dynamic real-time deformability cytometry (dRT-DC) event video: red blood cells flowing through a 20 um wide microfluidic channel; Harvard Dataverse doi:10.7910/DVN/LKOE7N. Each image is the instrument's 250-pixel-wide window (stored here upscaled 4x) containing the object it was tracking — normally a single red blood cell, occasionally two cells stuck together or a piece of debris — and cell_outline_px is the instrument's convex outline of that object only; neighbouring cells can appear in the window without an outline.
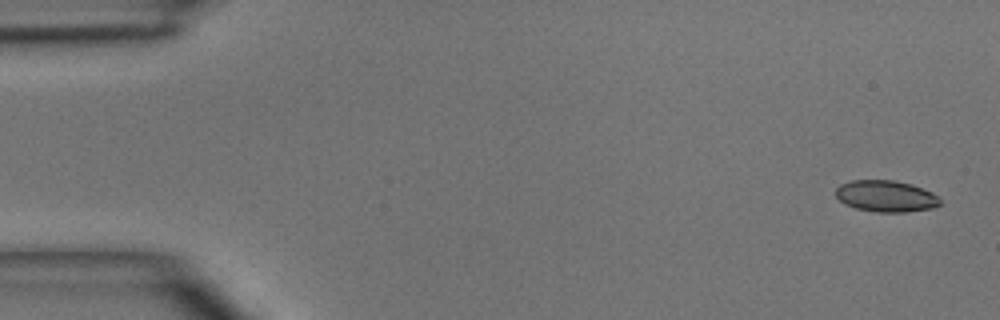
{"species": "common noctule bat (a hibernating species)", "species_latin": "Nyctalus noctula", "temperature_condition": "room temperature", "stored_images_in_passage": 5, "segment_of_instrument_passage": [1, 2], "camera_frame_rate_fps": 3000, "um_per_image_px": 0.085, "animal": {"sex": "male", "body_mass_g": 15.6}, "frame": {"image": 1, "passage_image": 1, "time_ms": 0.0, "image_size_px": [1000, 320], "cell_outline_px": [[940, 204], [932, 208], [904, 212], [876, 212], [856, 208], [844, 204], [836, 196], [836, 188], [840, 184], [852, 180], [892, 180], [912, 184], [932, 192], [940, 200]], "centroid_in_image_um": [75.28, 16.67], "position_along_channel_um": 9.7, "area_um2": 19.07}}